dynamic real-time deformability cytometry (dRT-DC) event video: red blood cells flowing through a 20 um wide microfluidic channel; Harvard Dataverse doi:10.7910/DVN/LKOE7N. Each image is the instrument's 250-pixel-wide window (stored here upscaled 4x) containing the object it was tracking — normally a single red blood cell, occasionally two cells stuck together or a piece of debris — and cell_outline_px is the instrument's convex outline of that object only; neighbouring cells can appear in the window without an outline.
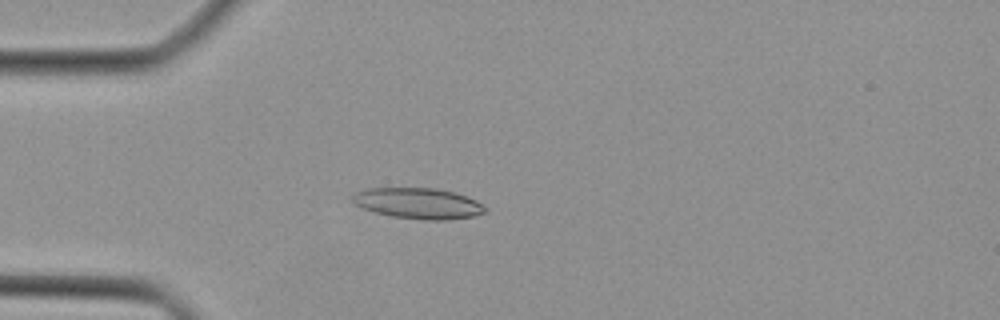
{"species": "Egyptian fruit bat (a non-hibernating species)", "species_latin": "Rousettus aegyptiacus", "temperature_condition": "cold", "stored_images_in_passage": 33, "camera_frame_rate_fps": 3000, "um_per_image_px": 0.085, "animal": {"sex": "female"}, "frame": {"image": 1, "passage_image": 1, "time_ms": 0.0, "image_size_px": [1000, 320], "cell_outline_px": [[488, 208], [484, 212], [472, 216], [448, 220], [424, 220], [392, 216], [376, 212], [364, 208], [356, 204], [352, 200], [352, 196], [356, 192], [368, 188], [436, 188], [452, 192], [476, 200]], "centroid_in_image_um": [35.56, 17.28], "position_along_channel_um": 49.4, "area_um2": 23.58}}
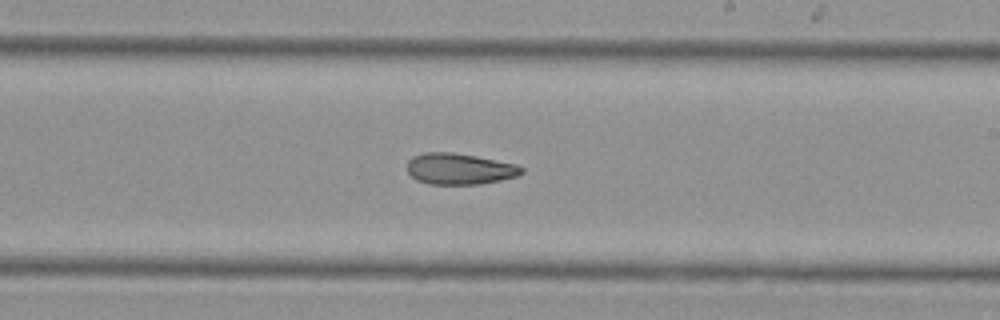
{"frame": {"image": 2, "passage_image": 15, "time_ms": 4.667, "image_size_px": [1000, 320], "cell_outline_px": [[524, 172], [516, 176], [500, 180], [480, 184], [428, 184], [416, 180], [408, 172], [408, 160], [412, 156], [424, 152], [452, 152], [476, 156], [516, 164], [524, 168]], "centroid_in_image_um": [39.04, 14.35], "position_along_channel_um": 250.0, "area_um2": 20.81}}
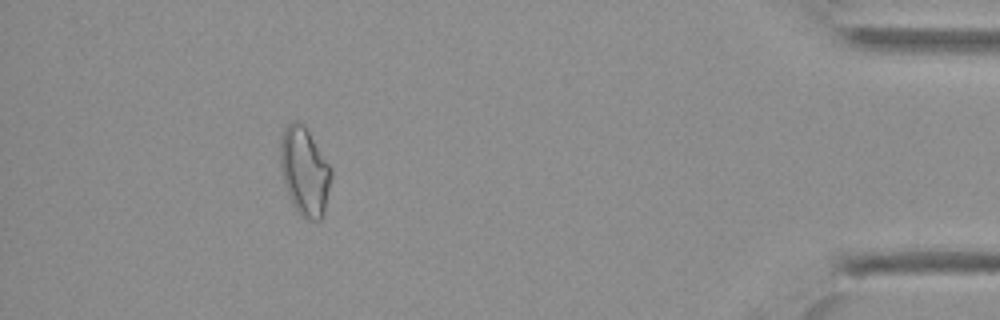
{"frame": {"image": 3, "passage_image": 29, "time_ms": 9.333, "image_size_px": [1000, 320], "cell_outline_px": [[332, 176], [324, 216], [320, 220], [304, 220], [296, 212], [292, 204], [284, 184], [280, 164], [280, 140], [284, 128], [292, 120], [296, 120], [308, 132], [332, 168]], "centroid_in_image_um": [25.89, 14.63], "position_along_channel_um": 409.3, "area_um2": 26.36}}